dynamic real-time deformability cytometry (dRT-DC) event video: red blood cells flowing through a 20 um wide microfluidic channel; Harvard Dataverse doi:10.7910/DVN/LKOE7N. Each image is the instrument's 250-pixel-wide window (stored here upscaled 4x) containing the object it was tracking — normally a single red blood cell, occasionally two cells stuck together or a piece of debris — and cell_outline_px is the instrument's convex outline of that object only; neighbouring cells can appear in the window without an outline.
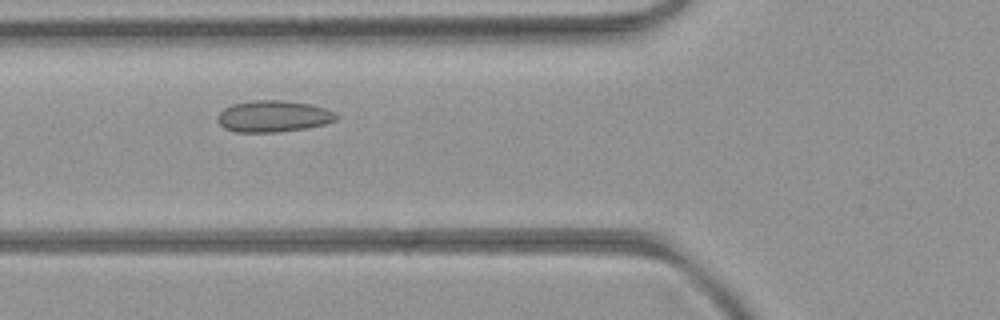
{"species": "common noctule bat (a hibernating species)", "species_latin": "Nyctalus noctula", "temperature_condition": "room temperature", "stored_images_in_passage": 5, "camera_frame_rate_fps": 3000, "um_per_image_px": 0.085, "animal": {"sex": "female", "body_mass_g": 21.9}, "frame": {"image": 1, "passage_image": 3, "time_ms": 2.333, "image_size_px": [1000, 320], "cell_outline_px": [[340, 116], [336, 120], [324, 124], [308, 128], [276, 132], [236, 132], [224, 128], [216, 120], [216, 116], [224, 108], [232, 104], [252, 100], [284, 100], [312, 104], [336, 112]], "centroid_in_image_um": [23.24, 9.88], "position_along_channel_um": 102.6, "area_um2": 22.08}}
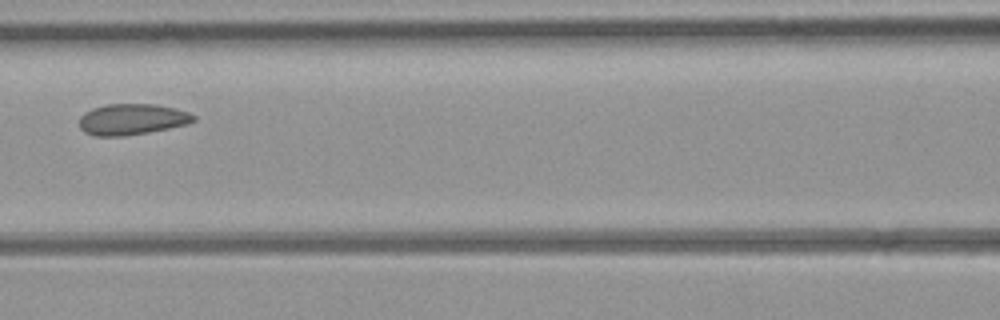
{"frame": {"image": 2, "passage_image": 4, "time_ms": 3.667, "image_size_px": [1000, 320], "cell_outline_px": [[196, 120], [188, 124], [148, 132], [124, 136], [96, 136], [84, 132], [80, 128], [80, 116], [84, 112], [92, 108], [104, 104], [156, 104], [176, 108], [188, 112], [196, 116]], "centroid_in_image_um": [11.22, 10.13], "position_along_channel_um": 155.4, "area_um2": 20.81}}
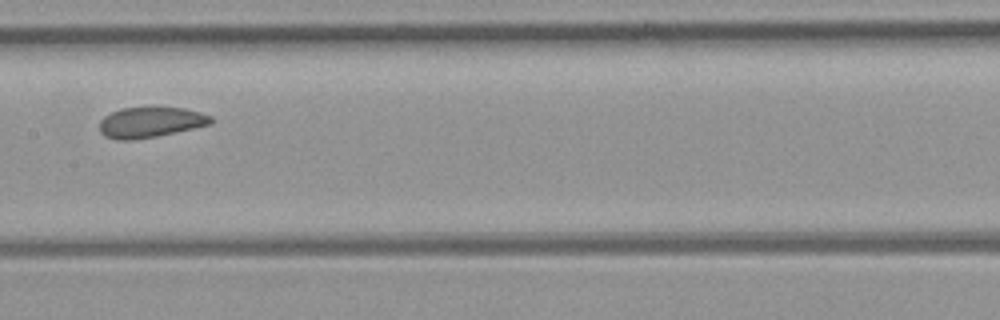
{"frame": {"image": 3, "passage_image": 5, "time_ms": 4.667, "image_size_px": [1000, 320], "cell_outline_px": [[212, 124], [176, 132], [156, 136], [132, 140], [116, 140], [104, 136], [100, 132], [100, 120], [104, 116], [120, 108], [184, 108], [200, 112], [212, 116]], "centroid_in_image_um": [12.78, 10.4], "position_along_channel_um": 194.6, "area_um2": 19.71}}